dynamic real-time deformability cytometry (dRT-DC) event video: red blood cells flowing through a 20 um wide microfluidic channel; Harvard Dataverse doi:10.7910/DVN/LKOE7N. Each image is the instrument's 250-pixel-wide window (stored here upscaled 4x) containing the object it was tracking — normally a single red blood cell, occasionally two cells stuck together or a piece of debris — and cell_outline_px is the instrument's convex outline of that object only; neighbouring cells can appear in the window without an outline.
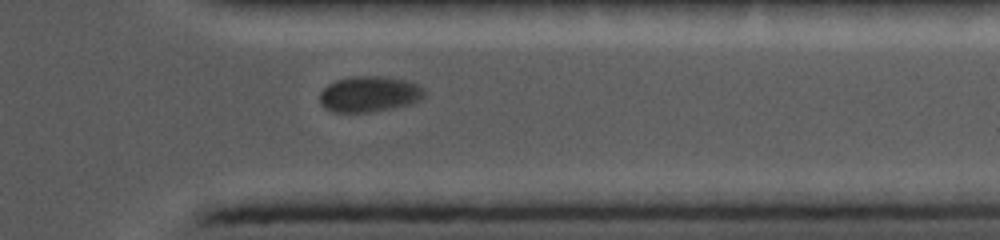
{"species": "common noctule bat (a hibernating species)", "species_latin": "Nyctalus noctula", "temperature_condition": "cold", "stored_images_in_passage": 12, "camera_frame_rate_fps": 5000, "um_per_image_px": 0.085, "animal": {"sex": "female", "body_mass_g": 19.0, "forearm_length_mm": 56.7}, "frame": {"image": 1, "passage_image": 12, "time_ms": 2.2, "image_size_px": [1000, 240], "cell_outline_px": [[424, 96], [412, 104], [372, 112], [332, 112], [324, 108], [320, 104], [320, 92], [328, 84], [336, 80], [352, 76], [380, 76], [404, 80], [416, 84], [424, 88]], "centroid_in_image_um": [31.36, 8.0], "position_along_channel_um": 380.0, "area_um2": 21.85}}